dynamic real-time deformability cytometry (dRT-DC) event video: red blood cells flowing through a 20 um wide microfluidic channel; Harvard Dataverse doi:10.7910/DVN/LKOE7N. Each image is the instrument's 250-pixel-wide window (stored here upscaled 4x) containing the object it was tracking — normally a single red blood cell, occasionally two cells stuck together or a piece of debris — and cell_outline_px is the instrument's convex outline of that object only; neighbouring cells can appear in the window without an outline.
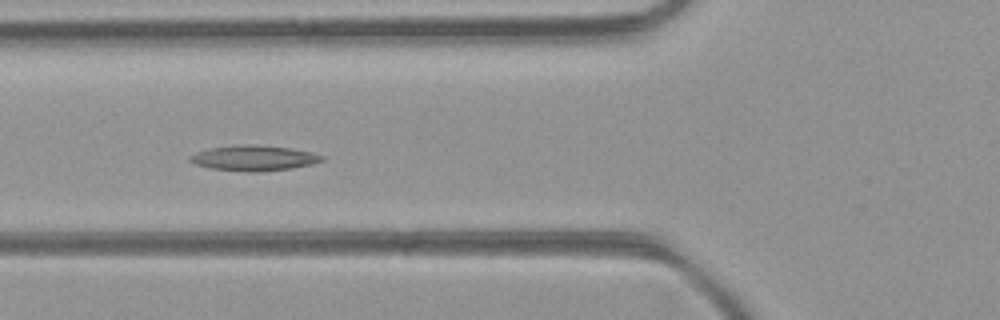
{"species": "common noctule bat (a hibernating species)", "species_latin": "Nyctalus noctula", "temperature_condition": "room temperature", "stored_images_in_passage": 48, "camera_frame_rate_fps": 3000, "um_per_image_px": 0.085, "animal": {"sex": "female", "body_mass_g": 21.9}, "frame": {"image": 1, "passage_image": 18, "time_ms": 5.667, "image_size_px": [1000, 320], "cell_outline_px": [[324, 160], [312, 164], [292, 168], [256, 172], [248, 172], [212, 168], [196, 164], [188, 160], [188, 156], [196, 152], [212, 148], [248, 144], [288, 148], [312, 152], [324, 156]], "centroid_in_image_um": [21.59, 13.44], "position_along_channel_um": 104.2, "area_um2": 19.19}}
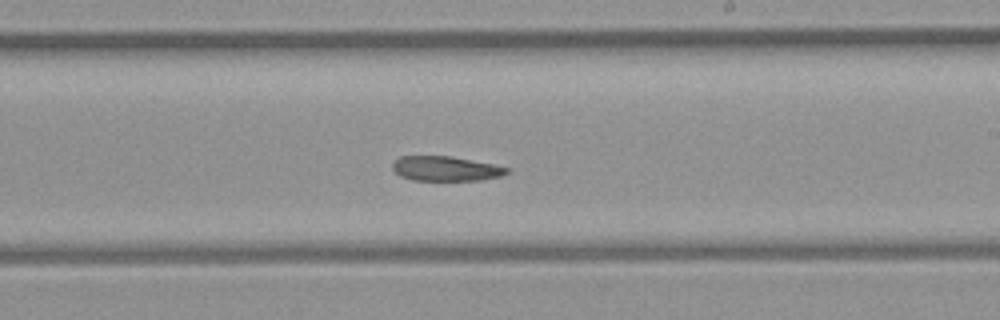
{"frame": {"image": 2, "passage_image": 28, "time_ms": 9.0, "image_size_px": [1000, 320], "cell_outline_px": [[508, 172], [500, 176], [480, 180], [412, 180], [400, 176], [392, 168], [392, 164], [400, 156], [452, 156], [492, 164], [508, 168]], "centroid_in_image_um": [37.85, 14.33], "position_along_channel_um": 251.2, "area_um2": 16.3}}
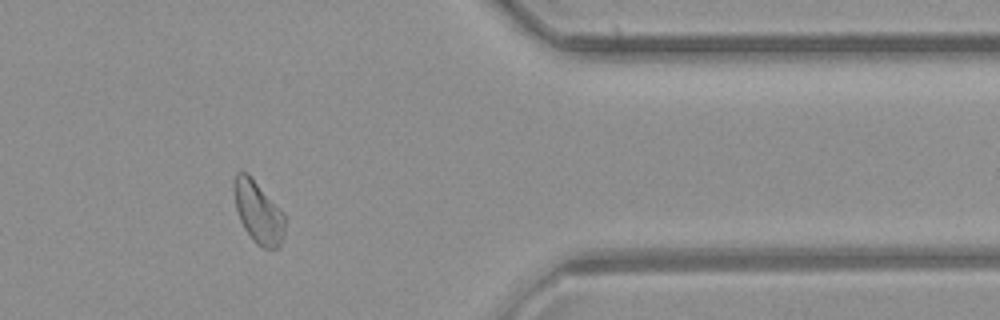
{"frame": {"image": 3, "passage_image": 39, "time_ms": 12.667, "image_size_px": [1000, 320], "cell_outline_px": [[284, 236], [280, 248], [264, 248], [256, 244], [252, 240], [244, 228], [240, 220], [236, 208], [232, 188], [232, 184], [236, 172], [248, 172], [284, 212]], "centroid_in_image_um": [21.94, 18.02], "position_along_channel_um": 389.5, "area_um2": 18.79}}